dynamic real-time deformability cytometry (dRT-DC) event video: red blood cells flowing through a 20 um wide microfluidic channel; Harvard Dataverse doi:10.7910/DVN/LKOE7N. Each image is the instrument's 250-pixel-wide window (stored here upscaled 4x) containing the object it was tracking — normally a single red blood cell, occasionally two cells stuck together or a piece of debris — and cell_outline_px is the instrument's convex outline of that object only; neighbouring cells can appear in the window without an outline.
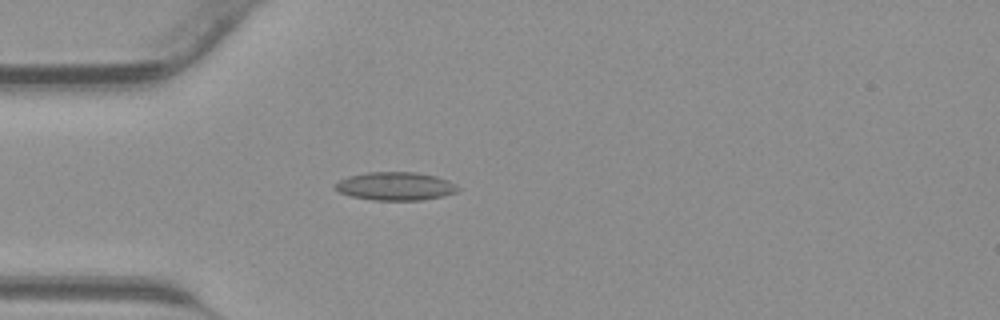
{"species": "common noctule bat (a hibernating species)", "species_latin": "Nyctalus noctula", "temperature_condition": "warm", "stored_images_in_passage": 30, "camera_frame_rate_fps": 3000, "um_per_image_px": 0.085, "animal": {"sex": "male", "body_mass_g": 23.1, "forearm_length_mm": 52.7}, "frame": {"image": 1, "passage_image": 4, "time_ms": 1.0, "image_size_px": [1000, 320], "cell_outline_px": [[460, 188], [456, 192], [444, 196], [420, 200], [372, 200], [352, 196], [340, 192], [332, 188], [332, 184], [348, 176], [368, 172], [416, 172], [436, 176], [448, 180], [456, 184]], "centroid_in_image_um": [33.6, 15.82], "position_along_channel_um": 51.4, "area_um2": 20.35}}
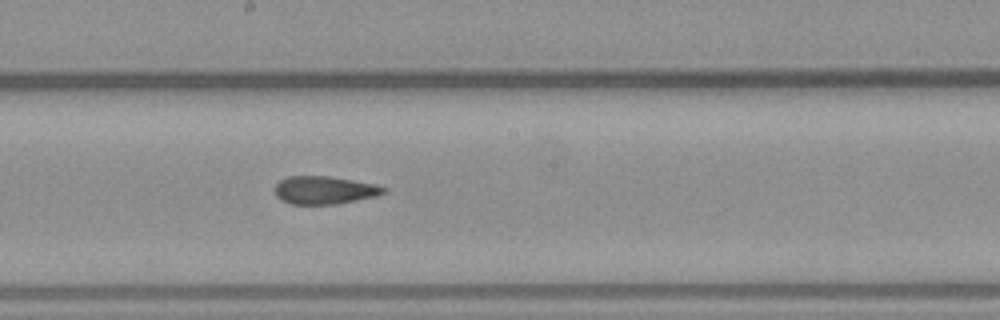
{"frame": {"image": 2, "passage_image": 15, "time_ms": 4.667, "image_size_px": [1000, 320], "cell_outline_px": [[388, 192], [376, 196], [336, 204], [288, 204], [280, 200], [276, 196], [272, 188], [280, 180], [288, 176], [328, 176], [376, 184], [388, 188]], "centroid_in_image_um": [27.55, 16.16], "position_along_channel_um": 220.6, "area_um2": 17.98}}
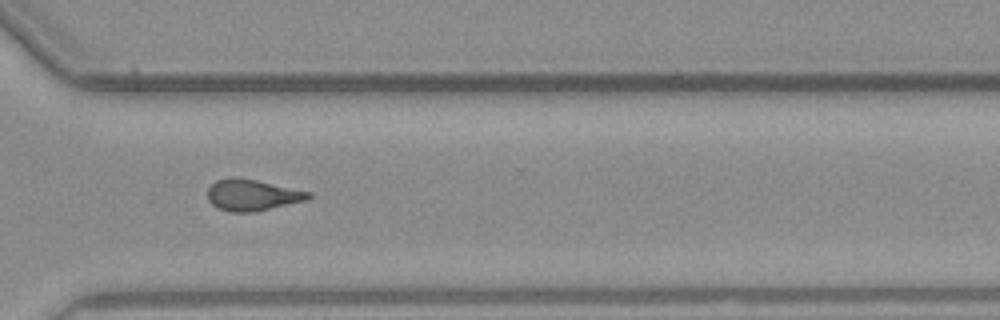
{"frame": {"image": 3, "passage_image": 23, "time_ms": 7.333, "image_size_px": [1000, 320], "cell_outline_px": [[312, 196], [308, 200], [256, 212], [232, 212], [220, 208], [212, 204], [208, 200], [208, 188], [216, 180], [228, 176], [236, 176], [256, 180], [312, 192]], "centroid_in_image_um": [21.46, 16.56], "position_along_channel_um": 349.1, "area_um2": 18.61}}